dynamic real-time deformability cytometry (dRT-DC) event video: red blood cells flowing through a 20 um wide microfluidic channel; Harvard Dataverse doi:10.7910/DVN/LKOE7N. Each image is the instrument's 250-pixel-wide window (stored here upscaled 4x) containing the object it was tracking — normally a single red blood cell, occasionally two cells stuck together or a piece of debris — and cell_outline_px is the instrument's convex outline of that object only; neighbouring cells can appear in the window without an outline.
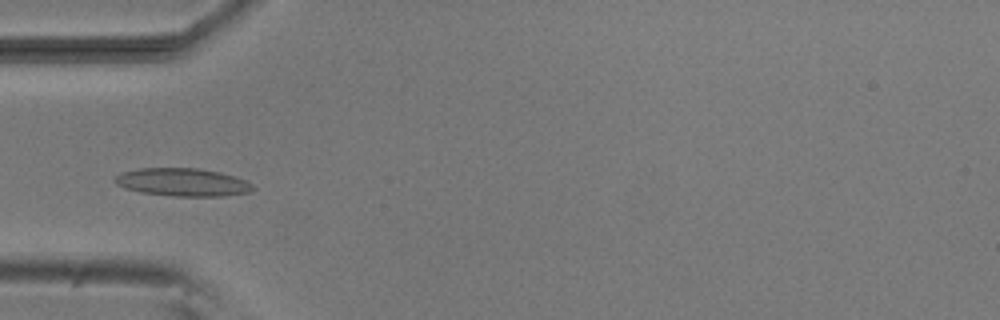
{"species": "common noctule bat (a hibernating species)", "species_latin": "Nyctalus noctula", "temperature_condition": "room temperature", "stored_images_in_passage": 22, "camera_frame_rate_fps": 3000, "um_per_image_px": 0.085, "animal": {"sex": "male", "body_mass_g": 20.5, "forearm_length_mm": 52.5}, "frame": {"image": 1, "passage_image": 4, "time_ms": 1.0, "image_size_px": [1000, 320], "cell_outline_px": [[256, 188], [248, 192], [224, 196], [172, 196], [140, 192], [124, 188], [116, 184], [112, 180], [120, 172], [140, 168], [200, 168], [220, 172], [244, 180], [252, 184]], "centroid_in_image_um": [15.48, 15.48], "position_along_channel_um": 69.5, "area_um2": 22.54}}
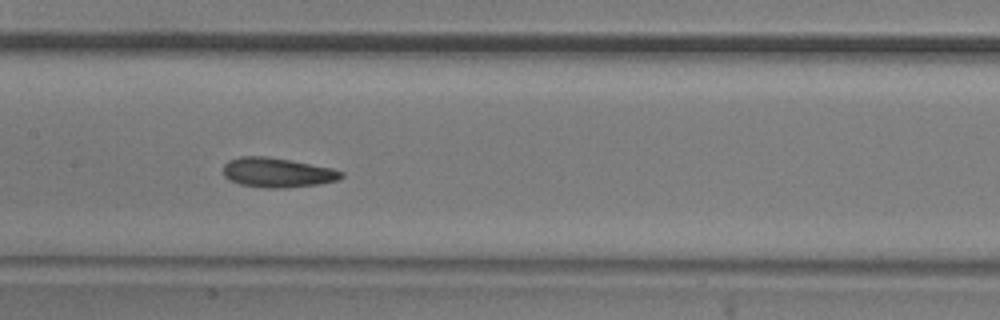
{"frame": {"image": 2, "passage_image": 13, "time_ms": 4.0, "image_size_px": [1000, 320], "cell_outline_px": [[344, 176], [340, 180], [320, 184], [284, 188], [264, 188], [240, 184], [224, 176], [224, 164], [228, 160], [240, 156], [268, 156], [332, 168], [344, 172]], "centroid_in_image_um": [23.6, 14.67], "position_along_channel_um": 183.8, "area_um2": 20.46}}
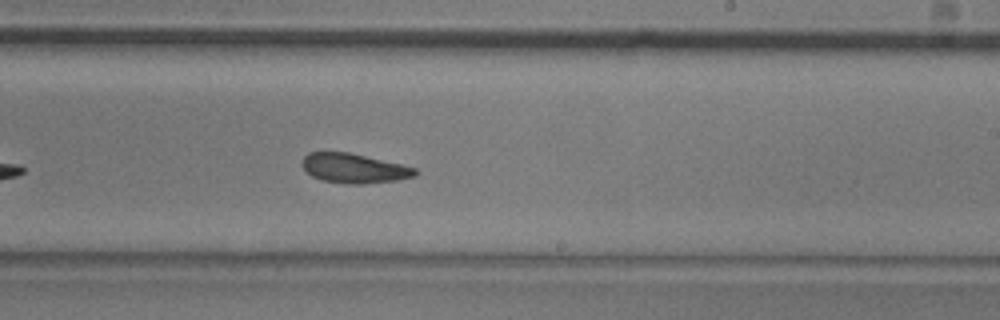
{"frame": {"image": 3, "passage_image": 19, "time_ms": 6.0, "image_size_px": [1000, 320], "cell_outline_px": [[420, 172], [416, 176], [396, 180], [360, 184], [344, 184], [320, 180], [312, 176], [300, 164], [304, 156], [308, 152], [348, 152], [400, 164], [416, 168]], "centroid_in_image_um": [30.08, 14.31], "position_along_channel_um": 258.9, "area_um2": 19.48}}